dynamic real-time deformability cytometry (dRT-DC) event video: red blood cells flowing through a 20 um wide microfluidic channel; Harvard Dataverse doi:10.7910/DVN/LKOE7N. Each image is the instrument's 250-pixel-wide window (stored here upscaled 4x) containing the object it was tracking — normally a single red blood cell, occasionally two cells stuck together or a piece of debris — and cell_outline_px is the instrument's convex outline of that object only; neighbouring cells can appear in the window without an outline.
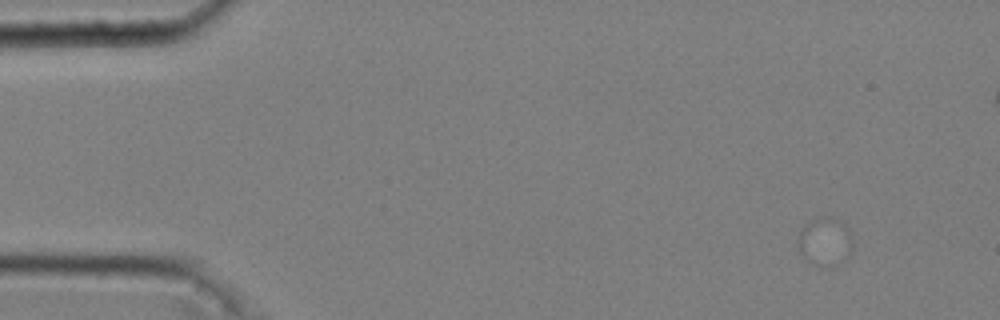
{"species": "common noctule bat (a hibernating species)", "species_latin": "Nyctalus noctula", "temperature_condition": "cold", "stored_images_in_passage": 14, "camera_frame_rate_fps": 3000, "um_per_image_px": 0.085, "animal": {"sex": "male", "body_mass_g": 20.4}, "frame": {"image": 1, "passage_image": 1, "time_ms": 0.0, "image_size_px": [1000, 320], "cell_outline_px": [[852, 252], [844, 260], [828, 268], [820, 268], [804, 260], [800, 252], [800, 228], [812, 220], [836, 220], [848, 228], [852, 236]], "centroid_in_image_um": [70.14, 20.64], "position_along_channel_um": 14.9, "area_um2": 15.03}}